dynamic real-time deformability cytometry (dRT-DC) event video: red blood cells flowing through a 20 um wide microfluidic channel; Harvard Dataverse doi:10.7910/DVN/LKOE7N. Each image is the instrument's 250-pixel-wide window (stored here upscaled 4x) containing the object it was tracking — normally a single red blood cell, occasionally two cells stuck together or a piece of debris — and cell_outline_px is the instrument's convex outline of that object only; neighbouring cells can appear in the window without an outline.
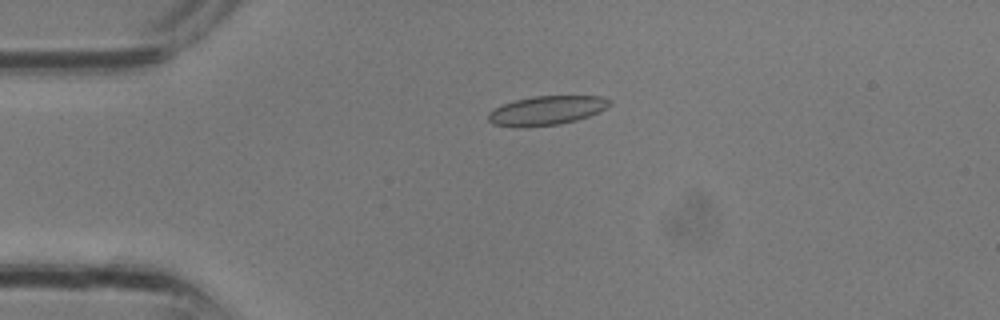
{"species": "common noctule bat (a hibernating species)", "species_latin": "Nyctalus noctula", "temperature_condition": "room temperature", "stored_images_in_passage": 25, "camera_frame_rate_fps": 3000, "um_per_image_px": 0.085, "animal": {"sex": "male", "body_mass_g": 13.3}, "frame": {"image": 1, "passage_image": 1, "time_ms": 0.0, "image_size_px": [1000, 320], "cell_outline_px": [[612, 104], [588, 116], [576, 120], [560, 124], [524, 128], [516, 128], [492, 124], [488, 120], [488, 112], [504, 104], [516, 100], [532, 96], [600, 96], [612, 100]], "centroid_in_image_um": [46.43, 9.4], "position_along_channel_um": 38.6, "area_um2": 20.63}}
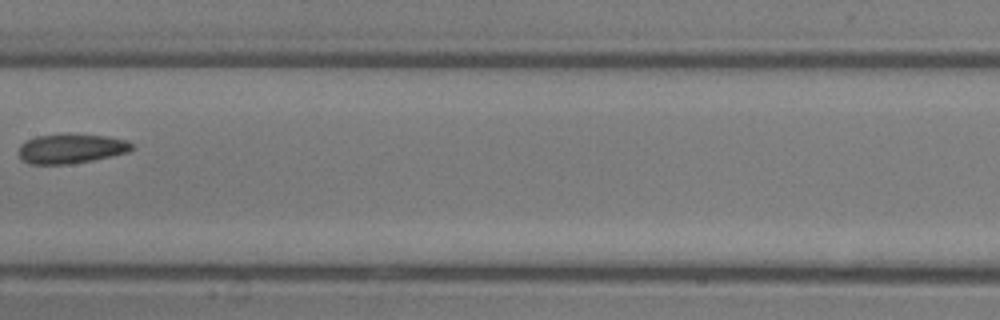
{"frame": {"image": 2, "passage_image": 10, "time_ms": 3.0, "image_size_px": [1000, 320], "cell_outline_px": [[136, 148], [128, 152], [112, 156], [92, 160], [68, 164], [28, 164], [20, 160], [20, 144], [24, 140], [36, 136], [108, 136], [128, 140], [136, 144]], "centroid_in_image_um": [6.08, 12.66], "position_along_channel_um": 201.3, "area_um2": 19.19}}
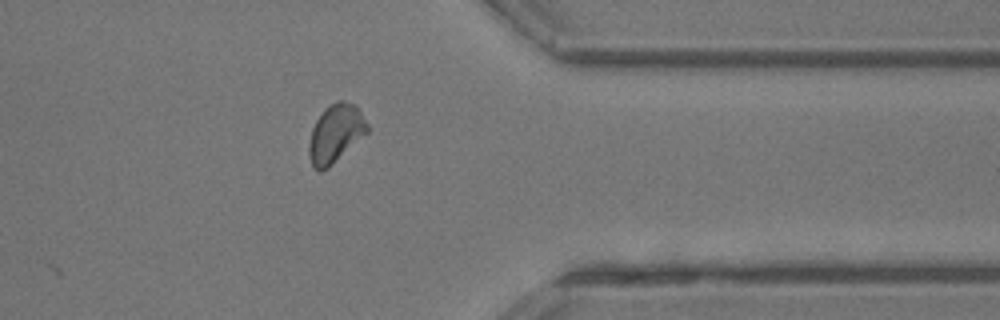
{"frame": {"image": 3, "passage_image": 19, "time_ms": 6.0, "image_size_px": [1000, 320], "cell_outline_px": [[368, 132], [328, 168], [320, 172], [312, 168], [308, 152], [308, 144], [312, 128], [316, 120], [324, 108], [336, 100], [340, 100], [352, 104], [360, 112], [368, 124]], "centroid_in_image_um": [28.48, 11.37], "position_along_channel_um": 382.9, "area_um2": 19.71}}